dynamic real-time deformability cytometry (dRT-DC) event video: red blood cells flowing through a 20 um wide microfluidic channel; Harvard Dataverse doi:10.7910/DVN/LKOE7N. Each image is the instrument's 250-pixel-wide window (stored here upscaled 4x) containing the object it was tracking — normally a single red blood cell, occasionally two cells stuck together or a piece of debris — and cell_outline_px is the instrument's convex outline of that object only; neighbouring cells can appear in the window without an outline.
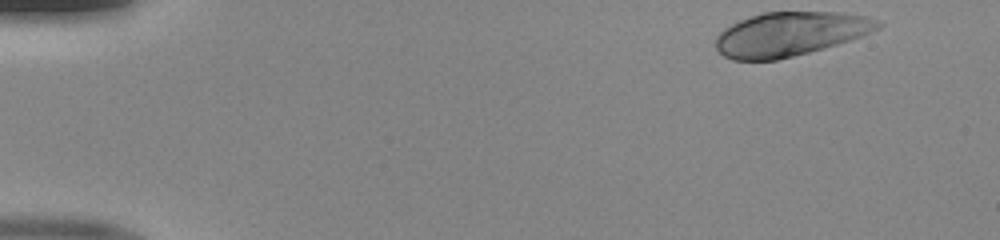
{"species": "human", "species_latin": "Homo sapiens", "temperature_condition": "room temperature", "stored_images_in_passage": 45, "camera_frame_rate_fps": 3000, "um_per_image_px": 0.085, "donor": {"sex": "male"}, "frame": {"image": 1, "passage_image": 1, "time_ms": 0.0, "image_size_px": [1000, 240], "cell_outline_px": [[884, 24], [880, 28], [860, 36], [824, 48], [776, 60], [732, 60], [724, 56], [716, 48], [716, 36], [724, 28], [740, 20], [764, 12], [836, 12], [864, 16], [880, 20]], "centroid_in_image_um": [67.15, 2.89], "position_along_channel_um": 17.9, "area_um2": 41.27}}
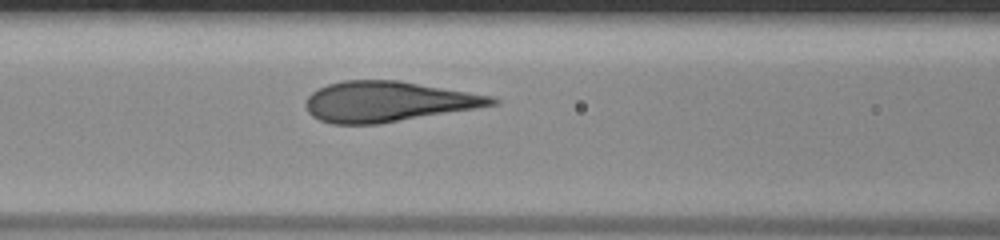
{"frame": {"image": 2, "passage_image": 18, "time_ms": 5.667, "image_size_px": [1000, 240], "cell_outline_px": [[500, 104], [476, 108], [376, 124], [332, 124], [320, 120], [312, 116], [308, 112], [308, 96], [312, 92], [328, 84], [344, 80], [400, 80], [492, 96], [500, 100]], "centroid_in_image_um": [33.0, 8.63], "position_along_channel_um": 133.6, "area_um2": 43.41}}
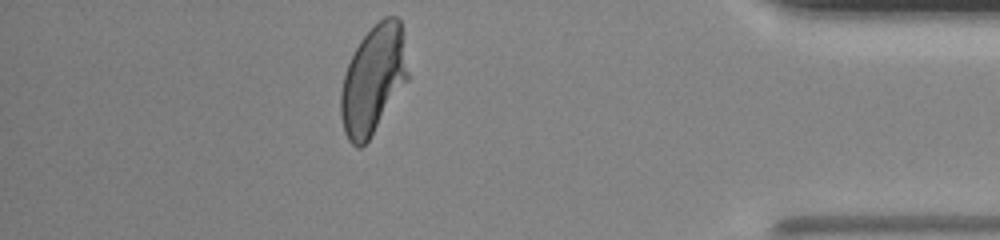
{"frame": {"image": 3, "passage_image": 40, "time_ms": 13.0, "image_size_px": [1000, 240], "cell_outline_px": [[408, 80], [368, 140], [360, 148], [356, 148], [348, 140], [344, 132], [340, 116], [340, 92], [344, 76], [348, 64], [360, 40], [384, 16], [396, 16], [400, 20], [408, 72]], "centroid_in_image_um": [31.7, 6.8], "position_along_channel_um": 403.5, "area_um2": 41.85}}